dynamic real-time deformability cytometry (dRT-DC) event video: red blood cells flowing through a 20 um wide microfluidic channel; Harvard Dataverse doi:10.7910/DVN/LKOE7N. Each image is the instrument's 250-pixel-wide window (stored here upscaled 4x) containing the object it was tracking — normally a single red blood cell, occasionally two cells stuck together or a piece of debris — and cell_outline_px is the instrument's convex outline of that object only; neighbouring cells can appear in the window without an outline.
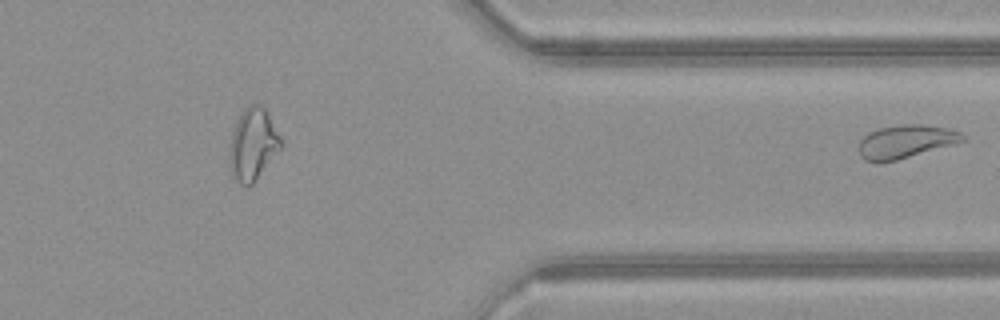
{"species": "common noctule bat (a hibernating species)", "species_latin": "Nyctalus noctula", "temperature_condition": "warm", "stored_images_in_passage": 39, "segment_of_instrument_passage": [2, 2], "camera_frame_rate_fps": 3000, "um_per_image_px": 0.085, "animal": {"sex": "female", "body_mass_g": 21.9}, "frame": {"image": 1, "passage_image": 39, "time_ms": 12.667, "image_size_px": [1000, 320], "cell_outline_px": [[964, 140], [952, 144], [896, 160], [864, 160], [860, 156], [860, 140], [868, 132], [880, 128], [904, 124], [920, 124], [948, 128], [960, 132], [964, 136]], "centroid_in_image_um": [76.98, 12.0], "position_along_channel_um": 334.4, "area_um2": 19.42}}